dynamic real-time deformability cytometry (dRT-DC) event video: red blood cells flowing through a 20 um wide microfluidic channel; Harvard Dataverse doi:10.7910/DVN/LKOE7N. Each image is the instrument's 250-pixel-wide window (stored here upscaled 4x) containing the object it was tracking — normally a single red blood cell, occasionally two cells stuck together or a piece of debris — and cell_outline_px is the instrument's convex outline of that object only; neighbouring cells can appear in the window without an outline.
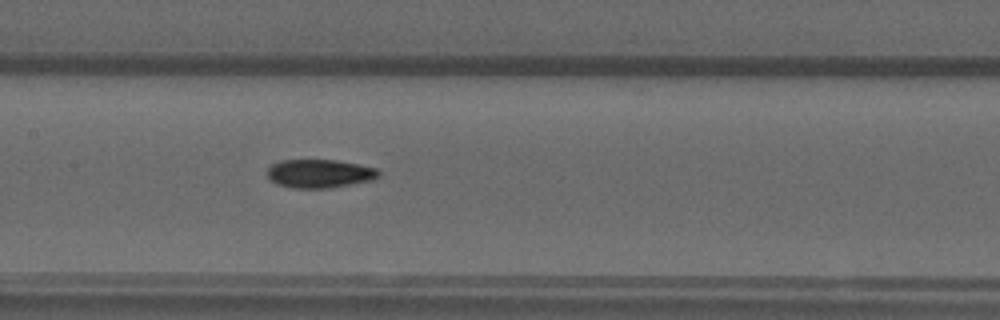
{"species": "common noctule bat (a hibernating species)", "species_latin": "Nyctalus noctula", "temperature_condition": "warm", "stored_images_in_passage": 50, "camera_frame_rate_fps": 3000, "um_per_image_px": 0.085, "animal": {"sex": "male", "forearm_length_mm": 52.5}, "frame": {"image": 1, "passage_image": 26, "time_ms": 8.333, "image_size_px": [1000, 320], "cell_outline_px": [[380, 176], [376, 180], [328, 188], [292, 188], [276, 184], [268, 176], [268, 168], [272, 164], [280, 160], [336, 160], [376, 168], [380, 172]], "centroid_in_image_um": [27.19, 14.76], "position_along_channel_um": 180.2, "area_um2": 18.55}}
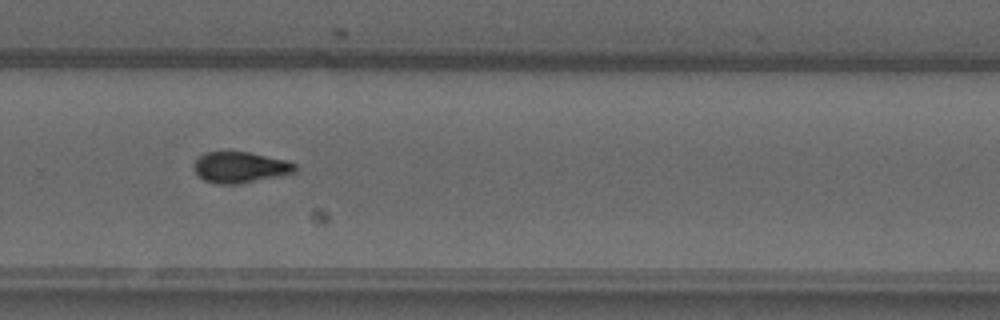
{"frame": {"image": 2, "passage_image": 36, "time_ms": 11.667, "image_size_px": [1000, 320], "cell_outline_px": [[296, 172], [284, 176], [236, 184], [216, 184], [204, 180], [192, 168], [192, 164], [200, 156], [208, 152], [248, 152], [288, 160], [296, 164]], "centroid_in_image_um": [20.45, 14.23], "position_along_channel_um": 309.3, "area_um2": 18.44}}
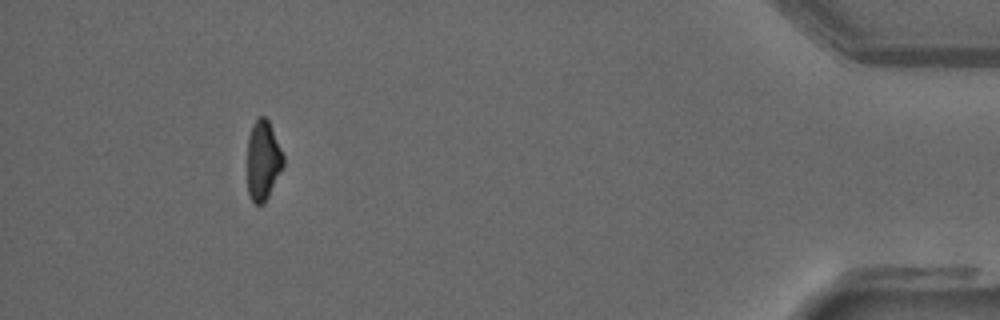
{"frame": {"image": 3, "passage_image": 49, "time_ms": 16.0, "image_size_px": [1000, 320], "cell_outline_px": [[284, 164], [264, 204], [256, 204], [252, 200], [248, 192], [248, 136], [252, 124], [260, 116], [264, 116], [268, 120], [284, 156]], "centroid_in_image_um": [22.35, 13.62], "position_along_channel_um": 412.8, "area_um2": 16.47}}